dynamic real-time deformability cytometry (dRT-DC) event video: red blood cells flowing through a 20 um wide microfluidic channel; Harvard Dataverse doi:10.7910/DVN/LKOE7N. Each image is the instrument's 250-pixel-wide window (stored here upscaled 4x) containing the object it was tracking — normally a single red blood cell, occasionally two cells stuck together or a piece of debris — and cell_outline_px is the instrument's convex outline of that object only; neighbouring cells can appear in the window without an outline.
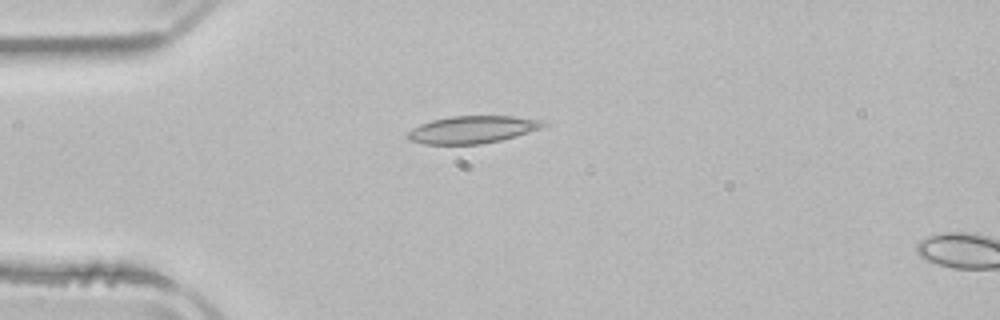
{"species": "common noctule bat (a hibernating species)", "species_latin": "Nyctalus noctula", "temperature_condition": "room temperature", "stored_images_in_passage": 5, "camera_frame_rate_fps": 3000, "um_per_image_px": 0.085, "animal": {"sex": "male", "body_mass_g": 21.5, "forearm_length_mm": 52.0}, "frame": {"image": 1, "passage_image": 4, "time_ms": 4.0, "image_size_px": [1000, 320], "cell_outline_px": [[548, 124], [540, 128], [516, 136], [500, 140], [480, 144], [424, 144], [412, 140], [408, 136], [408, 132], [412, 128], [420, 124], [432, 120], [452, 116], [512, 116], [544, 120]], "centroid_in_image_um": [40.18, 11.0], "position_along_channel_um": 44.8, "area_um2": 21.44}}
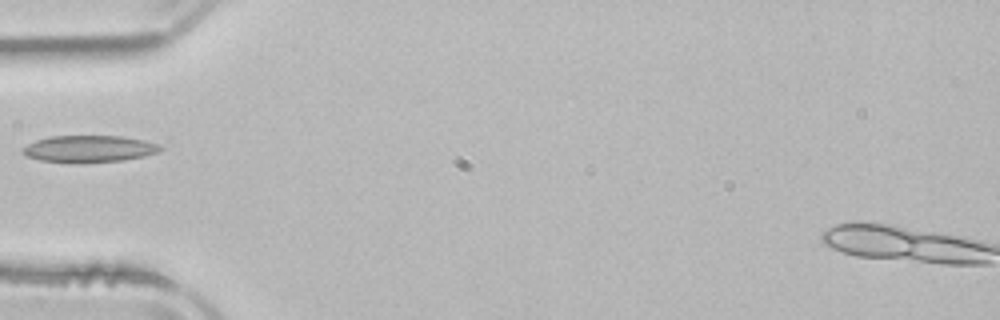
{"frame": {"image": 2, "passage_image": 5, "time_ms": 5.333, "image_size_px": [1000, 320], "cell_outline_px": [[164, 148], [160, 152], [144, 156], [124, 160], [40, 160], [24, 156], [20, 152], [20, 148], [36, 140], [52, 136], [120, 136], [144, 140], [160, 144]], "centroid_in_image_um": [7.6, 12.61], "position_along_channel_um": 77.4, "area_um2": 20.81}}